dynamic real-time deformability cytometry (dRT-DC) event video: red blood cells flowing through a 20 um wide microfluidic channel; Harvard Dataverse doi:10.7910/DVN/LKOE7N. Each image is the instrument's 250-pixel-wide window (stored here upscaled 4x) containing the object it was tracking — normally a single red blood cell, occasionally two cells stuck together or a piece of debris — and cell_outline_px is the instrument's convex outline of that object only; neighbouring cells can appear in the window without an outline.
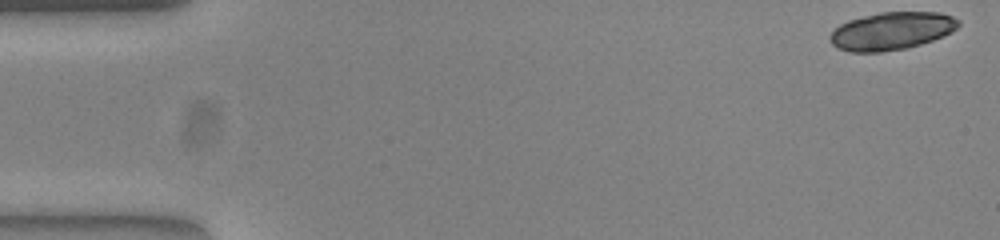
{"species": "common noctule bat (a hibernating species)", "species_latin": "Nyctalus noctula", "temperature_condition": "warm", "stored_images_in_passage": 17, "camera_frame_rate_fps": 3000, "um_per_image_px": 0.085, "animal": {"sex": "female", "body_mass_g": 23.0, "forearm_length_mm": 53.4}, "frame": {"image": 1, "passage_image": 1, "time_ms": 0.0, "image_size_px": [1000, 240], "cell_outline_px": [[960, 24], [952, 32], [932, 40], [920, 44], [904, 48], [880, 52], [848, 52], [836, 48], [832, 44], [828, 36], [840, 24], [848, 20], [880, 12], [940, 12], [952, 16], [960, 20]], "centroid_in_image_um": [75.77, 2.63], "position_along_channel_um": 9.2, "area_um2": 28.26}}
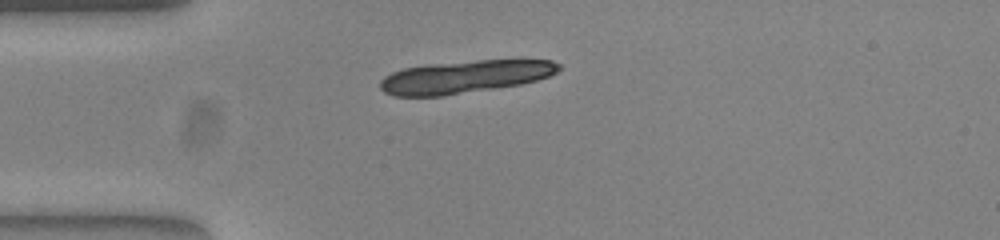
{"frame": {"image": 2, "passage_image": 13, "time_ms": 4.0, "image_size_px": [1000, 240], "cell_outline_px": [[560, 68], [556, 72], [548, 76], [536, 80], [520, 84], [440, 96], [392, 96], [384, 92], [380, 88], [380, 80], [384, 76], [392, 72], [404, 68], [428, 64], [476, 60], [552, 60], [560, 64]], "centroid_in_image_um": [39.46, 6.52], "position_along_channel_um": 45.5, "area_um2": 33.81}}